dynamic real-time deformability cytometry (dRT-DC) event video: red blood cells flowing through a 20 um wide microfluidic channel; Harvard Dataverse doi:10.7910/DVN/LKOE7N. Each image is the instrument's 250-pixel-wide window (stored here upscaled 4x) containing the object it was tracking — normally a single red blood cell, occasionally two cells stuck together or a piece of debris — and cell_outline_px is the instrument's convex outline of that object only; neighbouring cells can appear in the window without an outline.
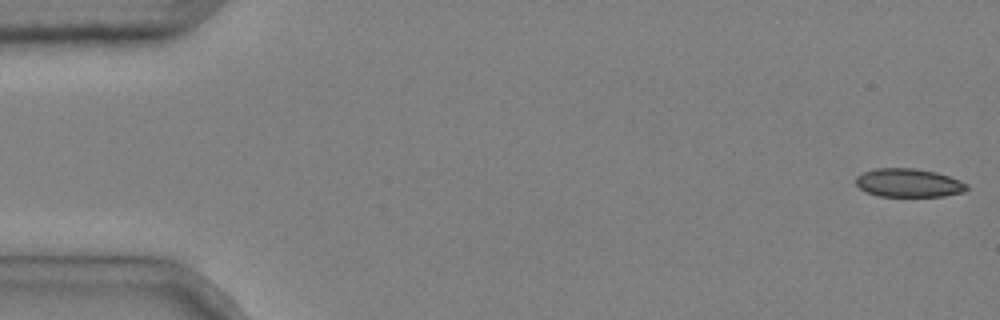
{"species": "common noctule bat (a hibernating species)", "species_latin": "Nyctalus noctula", "temperature_condition": "cold", "stored_images_in_passage": 13, "camera_frame_rate_fps": 3000, "um_per_image_px": 0.085, "animal": {"sex": "male", "body_mass_g": 20.4}, "frame": {"image": 1, "passage_image": 1, "time_ms": 0.0, "image_size_px": [1000, 320], "cell_outline_px": [[968, 188], [964, 192], [944, 196], [880, 196], [868, 192], [860, 188], [856, 184], [856, 176], [864, 172], [876, 168], [912, 168], [936, 172], [960, 180], [968, 184]], "centroid_in_image_um": [77.25, 15.54], "position_along_channel_um": 7.7, "area_um2": 18.32}}
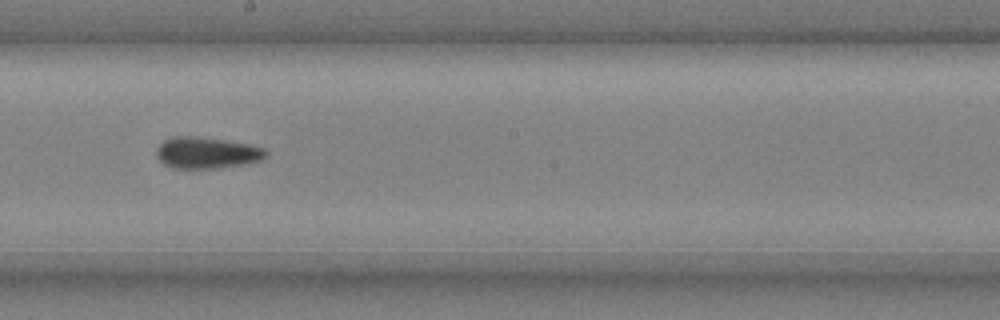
{"frame": {"image": 2, "passage_image": 8, "time_ms": 2.333, "image_size_px": [1000, 320], "cell_outline_px": [[268, 156], [260, 160], [244, 164], [216, 168], [172, 168], [164, 164], [156, 156], [156, 148], [164, 140], [172, 136], [196, 136], [224, 140], [248, 144], [264, 148], [268, 152]], "centroid_in_image_um": [17.56, 12.98], "position_along_channel_um": 230.6, "area_um2": 20.06}}
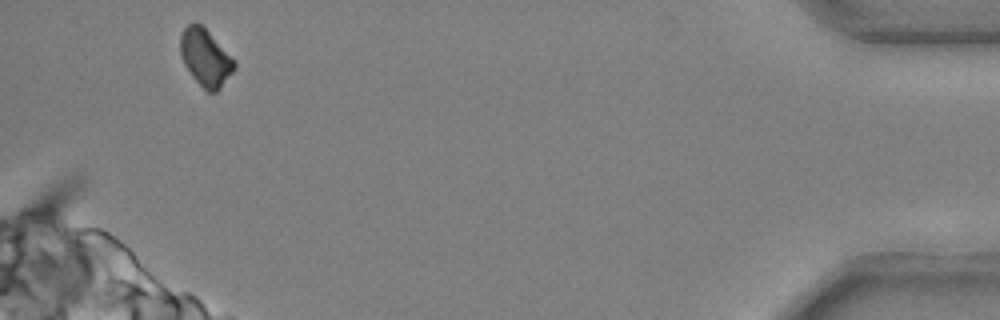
{"frame": {"image": 3, "passage_image": 13, "time_ms": 4.0, "image_size_px": [1000, 320], "cell_outline_px": [[236, 68], [220, 88], [216, 92], [208, 92], [192, 76], [184, 64], [180, 56], [180, 36], [184, 28], [192, 20], [196, 20], [236, 60]], "centroid_in_image_um": [17.46, 4.87], "position_along_channel_um": 417.7, "area_um2": 17.98}}